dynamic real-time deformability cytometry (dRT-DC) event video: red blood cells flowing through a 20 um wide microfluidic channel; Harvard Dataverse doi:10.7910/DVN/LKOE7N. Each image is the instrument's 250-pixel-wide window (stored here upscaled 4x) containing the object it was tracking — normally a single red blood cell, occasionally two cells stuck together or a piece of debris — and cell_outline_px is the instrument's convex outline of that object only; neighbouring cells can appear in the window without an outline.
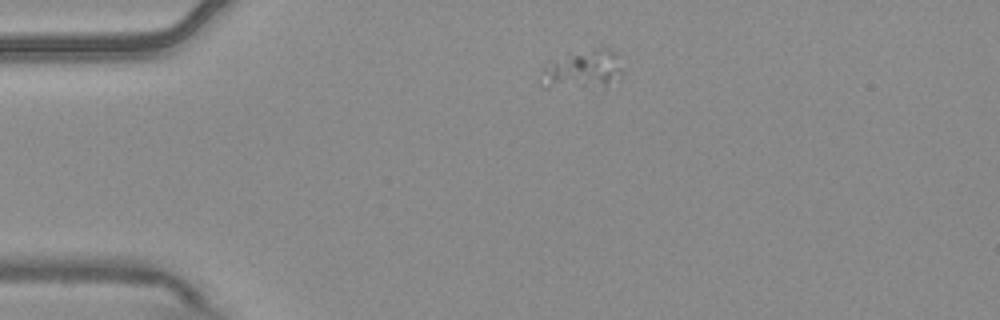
{"species": "common noctule bat (a hibernating species)", "species_latin": "Nyctalus noctula", "temperature_condition": "warm", "stored_images_in_passage": 3, "camera_frame_rate_fps": 3000, "um_per_image_px": 0.085, "animal": {"sex": "male", "body_mass_g": 20.4}, "frame": {"image": 1, "passage_image": 1, "time_ms": 0.0, "image_size_px": [1000, 320], "cell_outline_px": [[620, 76], [604, 92], [544, 88], [540, 84], [540, 72], [548, 60], [608, 48], [616, 52], [620, 68]], "centroid_in_image_um": [49.48, 6.09], "position_along_channel_um": 35.5, "area_um2": 19.36}}